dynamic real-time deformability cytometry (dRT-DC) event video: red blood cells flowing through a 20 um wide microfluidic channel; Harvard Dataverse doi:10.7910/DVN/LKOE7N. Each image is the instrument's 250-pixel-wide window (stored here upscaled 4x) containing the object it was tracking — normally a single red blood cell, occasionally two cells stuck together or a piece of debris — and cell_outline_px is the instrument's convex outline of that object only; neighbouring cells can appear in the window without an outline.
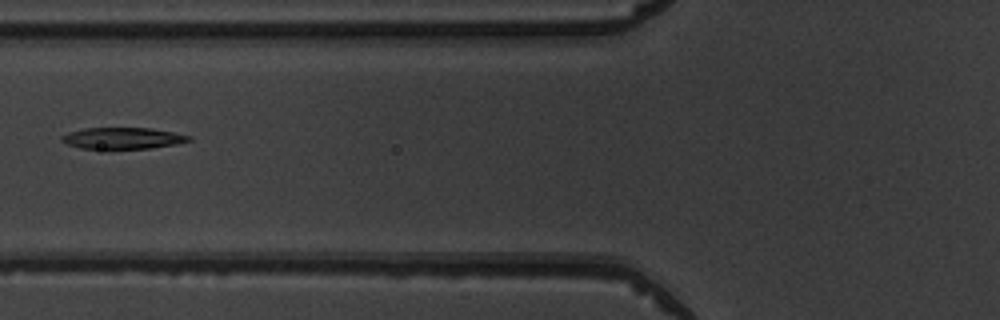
{"species": "common noctule bat (a hibernating species)", "species_latin": "Nyctalus noctula", "temperature_condition": "warm", "stored_images_in_passage": 6, "camera_frame_rate_fps": 3000, "um_per_image_px": 0.085, "animal": {"sex": "male", "body_mass_g": 19.5, "forearm_length_mm": 54.6}, "frame": {"image": 1, "passage_image": 6, "time_ms": 6.667, "image_size_px": [1000, 320], "cell_outline_px": [[192, 140], [176, 144], [152, 148], [108, 152], [80, 148], [68, 144], [60, 140], [60, 136], [68, 132], [84, 128], [152, 128], [192, 136]], "centroid_in_image_um": [10.38, 11.8], "position_along_channel_um": 115.4, "area_um2": 16.82}}